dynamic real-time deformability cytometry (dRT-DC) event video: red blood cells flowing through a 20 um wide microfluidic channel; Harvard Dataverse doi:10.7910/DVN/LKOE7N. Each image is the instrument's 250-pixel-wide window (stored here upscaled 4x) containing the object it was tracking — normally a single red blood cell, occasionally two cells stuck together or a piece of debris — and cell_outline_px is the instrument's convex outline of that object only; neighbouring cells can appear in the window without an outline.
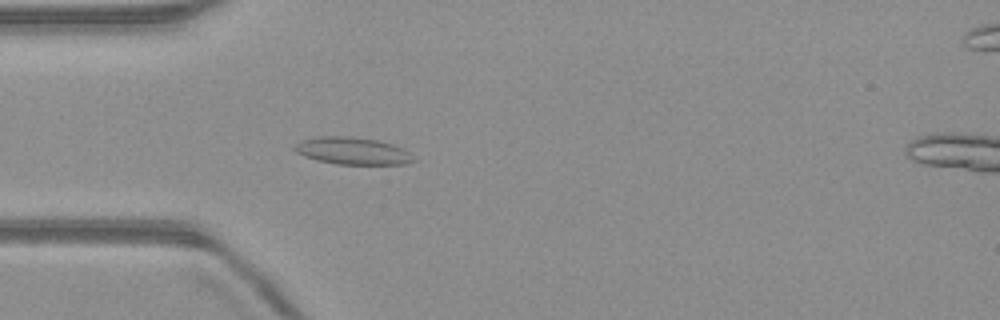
{"species": "common noctule bat (a hibernating species)", "species_latin": "Nyctalus noctula", "temperature_condition": "warm", "stored_images_in_passage": 51, "camera_frame_rate_fps": 3000, "um_per_image_px": 0.085, "animal": {"sex": "male", "body_mass_g": 23.1, "forearm_length_mm": 52.7}, "frame": {"image": 1, "passage_image": 15, "time_ms": 4.667, "image_size_px": [1000, 320], "cell_outline_px": [[416, 160], [404, 164], [336, 164], [316, 160], [304, 156], [296, 152], [292, 148], [300, 140], [316, 136], [352, 136], [380, 140], [404, 148]], "centroid_in_image_um": [29.94, 12.81], "position_along_channel_um": 55.1, "area_um2": 19.07}}
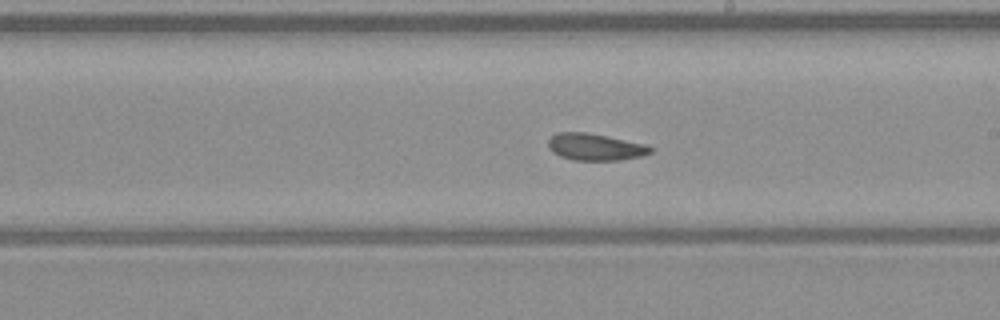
{"frame": {"image": 2, "passage_image": 29, "time_ms": 9.333, "image_size_px": [1000, 320], "cell_outline_px": [[652, 152], [640, 156], [620, 160], [572, 160], [560, 156], [552, 152], [548, 148], [548, 140], [556, 132], [588, 132], [608, 136], [644, 144], [652, 148]], "centroid_in_image_um": [50.54, 12.49], "position_along_channel_um": 238.5, "area_um2": 16.01}}
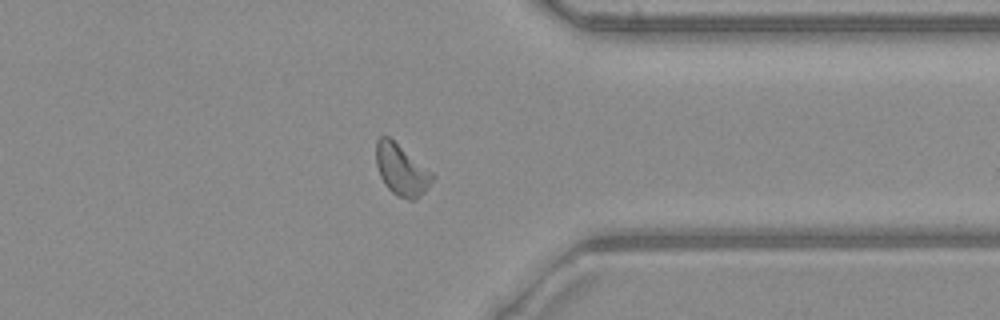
{"frame": {"image": 3, "passage_image": 40, "time_ms": 13.0, "image_size_px": [1000, 320], "cell_outline_px": [[436, 176], [424, 192], [416, 200], [408, 200], [396, 196], [384, 184], [380, 176], [376, 164], [376, 140], [380, 136], [388, 136], [432, 172]], "centroid_in_image_um": [34.11, 14.46], "position_along_channel_um": 377.3, "area_um2": 16.76}, "authors_computed_cell_mechanics": {"area_um2": 16.762, "velocity_mm_per_s": 4.0107, "shape_relaxation_time_tau1_ms": null, "shape_relaxation_time_tau2_ms": 3.6738, "deformation_change_tau1": null, "deformation_change_tau2": 0.0874}}